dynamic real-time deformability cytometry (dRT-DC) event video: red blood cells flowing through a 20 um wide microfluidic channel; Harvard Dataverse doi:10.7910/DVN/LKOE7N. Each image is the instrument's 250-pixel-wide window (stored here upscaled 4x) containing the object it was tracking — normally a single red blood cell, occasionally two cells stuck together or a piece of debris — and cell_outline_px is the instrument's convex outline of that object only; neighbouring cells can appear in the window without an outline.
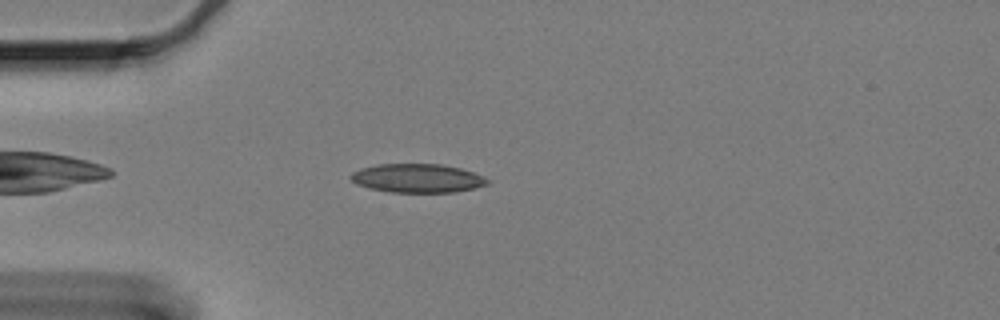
{"species": "Egyptian fruit bat (a non-hibernating species)", "species_latin": "Rousettus aegyptiacus", "temperature_condition": "cold", "stored_images_in_passage": 51, "camera_frame_rate_fps": 3000, "um_per_image_px": 0.085, "animal": {"sex": "female"}, "frame": {"image": 1, "passage_image": 7, "time_ms": 2.0, "image_size_px": [1000, 320], "cell_outline_px": [[488, 184], [456, 192], [392, 192], [368, 188], [356, 184], [348, 176], [352, 172], [360, 168], [376, 164], [440, 164], [460, 168], [484, 176], [488, 180]], "centroid_in_image_um": [35.43, 15.14], "position_along_channel_um": 49.6, "area_um2": 22.89}}
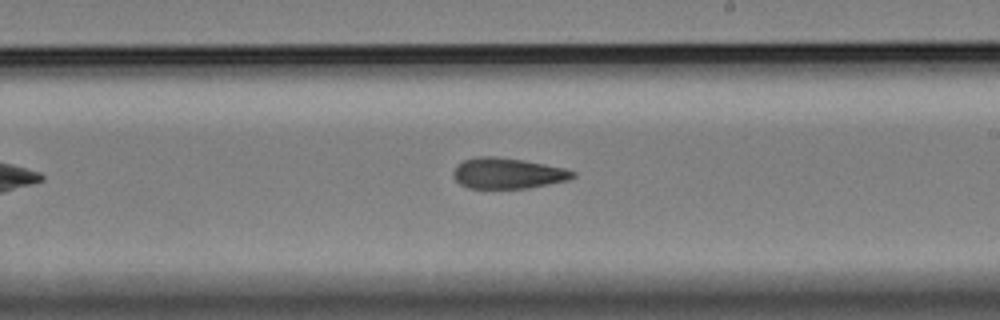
{"frame": {"image": 2, "passage_image": 26, "time_ms": 8.333, "image_size_px": [1000, 320], "cell_outline_px": [[576, 176], [568, 180], [528, 188], [468, 188], [460, 184], [452, 176], [452, 172], [464, 160], [476, 156], [492, 156], [520, 160], [544, 164], [564, 168], [576, 172]], "centroid_in_image_um": [43.15, 14.74], "position_along_channel_um": 245.9, "area_um2": 21.21}}
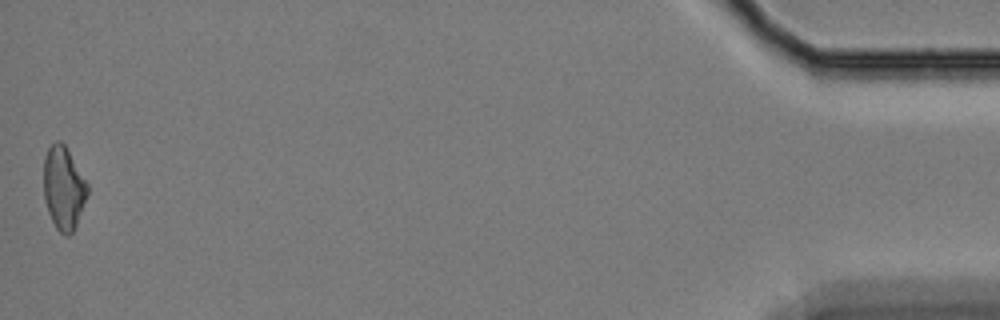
{"frame": {"image": 3, "passage_image": 51, "time_ms": 16.667, "image_size_px": [1000, 320], "cell_outline_px": [[88, 196], [76, 224], [72, 232], [68, 236], [64, 236], [56, 228], [48, 212], [44, 200], [44, 156], [48, 148], [56, 140], [60, 140], [64, 144], [88, 184]], "centroid_in_image_um": [5.4, 15.99], "position_along_channel_um": 429.8, "area_um2": 21.15}, "authors_computed_cell_mechanics": {"area_um2": 21.964, "velocity_mm_per_s": 3.2846, "shape_relaxation_time_tau1_ms": null, "shape_relaxation_time_tau2_ms": 6.7298, "deformation_change_tau1": null, "deformation_change_tau2": 0.1471}}